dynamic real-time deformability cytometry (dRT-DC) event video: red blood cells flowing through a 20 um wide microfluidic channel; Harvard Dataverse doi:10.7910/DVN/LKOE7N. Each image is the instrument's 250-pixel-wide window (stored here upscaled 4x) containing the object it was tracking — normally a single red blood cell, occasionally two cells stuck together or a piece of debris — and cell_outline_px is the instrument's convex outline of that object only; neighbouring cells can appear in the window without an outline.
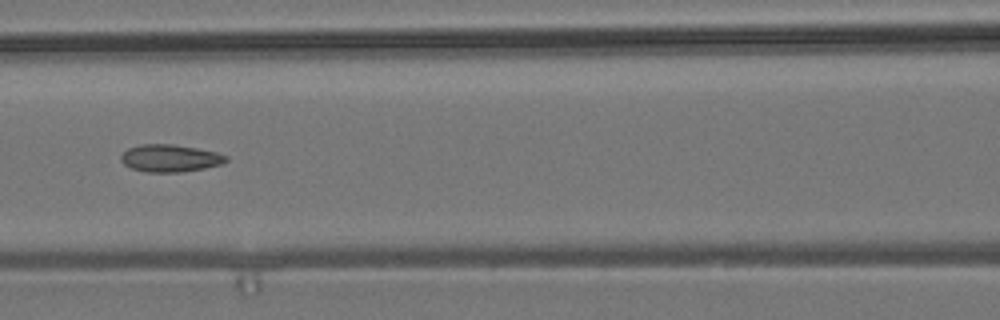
{"species": "common noctule bat (a hibernating species)", "species_latin": "Nyctalus noctula", "temperature_condition": "room temperature", "stored_images_in_passage": 5, "camera_frame_rate_fps": 3000, "um_per_image_px": 0.085, "animal": {"sex": "male", "body_mass_g": 19.2, "forearm_length_mm": 51.8}, "frame": {"image": 1, "passage_image": 3, "time_ms": 2.333, "image_size_px": [1000, 320], "cell_outline_px": [[228, 160], [224, 164], [204, 168], [180, 172], [148, 172], [132, 168], [124, 164], [120, 160], [120, 156], [128, 148], [140, 144], [172, 144], [196, 148], [216, 152], [228, 156]], "centroid_in_image_um": [14.47, 13.44], "position_along_channel_um": 152.1, "area_um2": 16.76}}
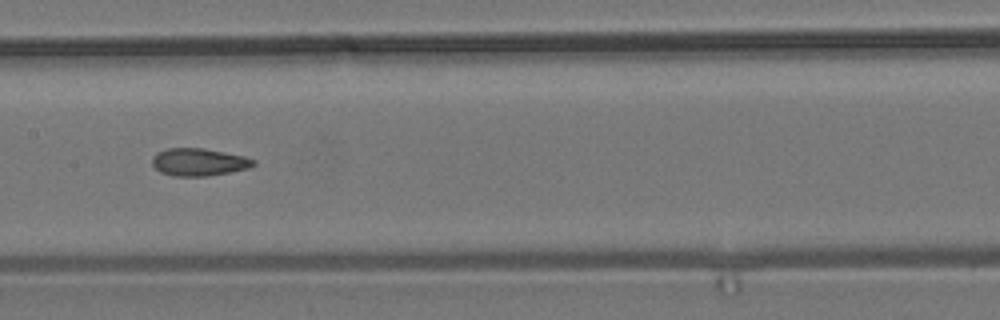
{"frame": {"image": 2, "passage_image": 4, "time_ms": 3.333, "image_size_px": [1000, 320], "cell_outline_px": [[256, 164], [248, 168], [208, 176], [172, 176], [160, 172], [152, 164], [152, 156], [156, 152], [168, 148], [204, 148], [244, 156], [256, 160]], "centroid_in_image_um": [16.88, 13.77], "position_along_channel_um": 190.5, "area_um2": 16.3}}
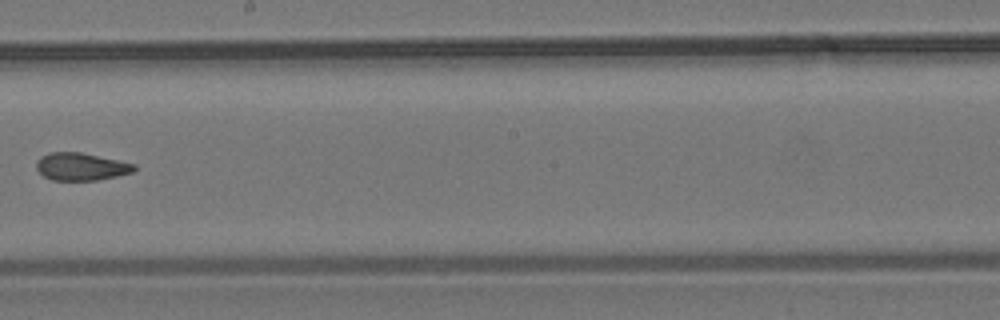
{"frame": {"image": 3, "passage_image": 5, "time_ms": 4.667, "image_size_px": [1000, 320], "cell_outline_px": [[136, 168], [132, 172], [116, 176], [96, 180], [52, 180], [44, 176], [36, 168], [36, 160], [40, 156], [48, 152], [80, 152], [136, 164]], "centroid_in_image_um": [6.85, 14.15], "position_along_channel_um": 241.3, "area_um2": 15.66}}